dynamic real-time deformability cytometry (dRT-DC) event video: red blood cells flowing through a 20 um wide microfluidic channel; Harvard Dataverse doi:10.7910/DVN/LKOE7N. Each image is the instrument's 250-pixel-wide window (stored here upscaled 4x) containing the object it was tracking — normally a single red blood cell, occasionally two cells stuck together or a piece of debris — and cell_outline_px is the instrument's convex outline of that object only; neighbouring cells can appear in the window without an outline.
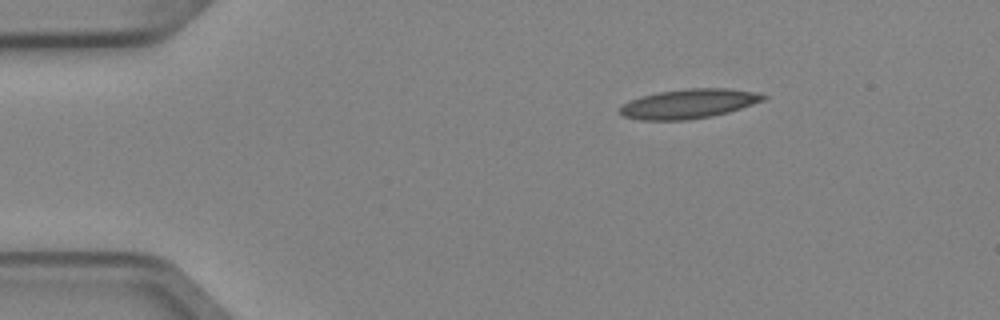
{"species": "Egyptian fruit bat (a non-hibernating species)", "species_latin": "Rousettus aegyptiacus", "temperature_condition": "cold", "stored_images_in_passage": 3, "camera_frame_rate_fps": 3000, "um_per_image_px": 0.085, "animal": {"sex": "female"}, "frame": {"image": 1, "passage_image": 1, "time_ms": 0.0, "image_size_px": [1000, 320], "cell_outline_px": [[768, 96], [764, 100], [728, 112], [712, 116], [684, 120], [640, 120], [624, 116], [620, 112], [620, 108], [628, 100], [640, 96], [660, 92], [688, 88], [728, 88], [752, 92]], "centroid_in_image_um": [58.51, 8.82], "position_along_channel_um": 26.5, "area_um2": 24.33}}
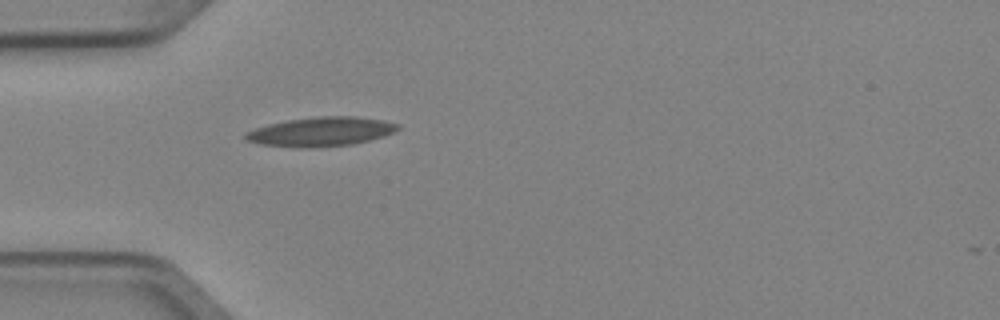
{"frame": {"image": 2, "passage_image": 3, "time_ms": 0.667, "image_size_px": [1000, 320], "cell_outline_px": [[400, 128], [384, 136], [352, 144], [304, 148], [260, 144], [248, 140], [244, 136], [244, 132], [268, 124], [288, 120], [320, 116], [356, 116], [384, 120], [400, 124]], "centroid_in_image_um": [27.29, 11.18], "position_along_channel_um": 57.7, "area_um2": 25.72}}